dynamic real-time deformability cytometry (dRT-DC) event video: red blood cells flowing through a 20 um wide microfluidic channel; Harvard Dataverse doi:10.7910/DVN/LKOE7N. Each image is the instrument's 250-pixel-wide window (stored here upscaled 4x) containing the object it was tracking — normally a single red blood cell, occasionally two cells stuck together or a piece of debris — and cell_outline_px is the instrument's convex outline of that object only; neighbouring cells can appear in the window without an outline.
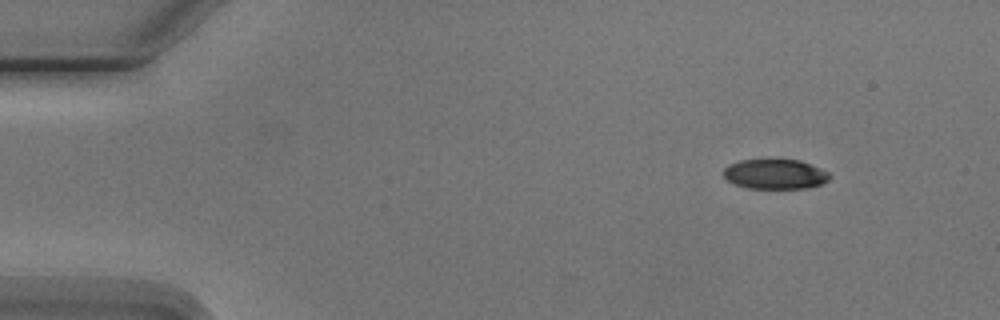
{"species": "Egyptian fruit bat (a non-hibernating species)", "species_latin": "Rousettus aegyptiacus", "temperature_condition": "cold", "stored_images_in_passage": 3, "camera_frame_rate_fps": 3000, "um_per_image_px": 0.085, "animal": {"sex": "male"}, "frame": {"image": 1, "passage_image": 1, "time_ms": 0.0, "image_size_px": [1000, 320], "cell_outline_px": [[832, 176], [828, 180], [820, 184], [808, 188], [748, 188], [736, 184], [728, 180], [724, 176], [724, 168], [728, 164], [740, 160], [800, 160], [820, 168], [828, 172]], "centroid_in_image_um": [65.89, 14.8], "position_along_channel_um": 19.1, "area_um2": 18.32}}
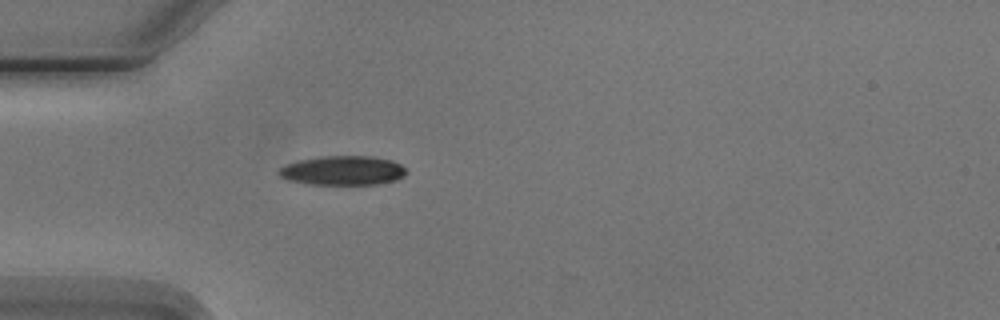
{"frame": {"image": 2, "passage_image": 3, "time_ms": 3.333, "image_size_px": [1000, 320], "cell_outline_px": [[408, 172], [404, 176], [396, 180], [376, 184], [312, 184], [288, 180], [280, 176], [276, 172], [280, 168], [288, 164], [300, 160], [320, 156], [372, 156], [392, 160], [400, 164]], "centroid_in_image_um": [29.16, 14.49], "position_along_channel_um": 55.8, "area_um2": 21.68}}